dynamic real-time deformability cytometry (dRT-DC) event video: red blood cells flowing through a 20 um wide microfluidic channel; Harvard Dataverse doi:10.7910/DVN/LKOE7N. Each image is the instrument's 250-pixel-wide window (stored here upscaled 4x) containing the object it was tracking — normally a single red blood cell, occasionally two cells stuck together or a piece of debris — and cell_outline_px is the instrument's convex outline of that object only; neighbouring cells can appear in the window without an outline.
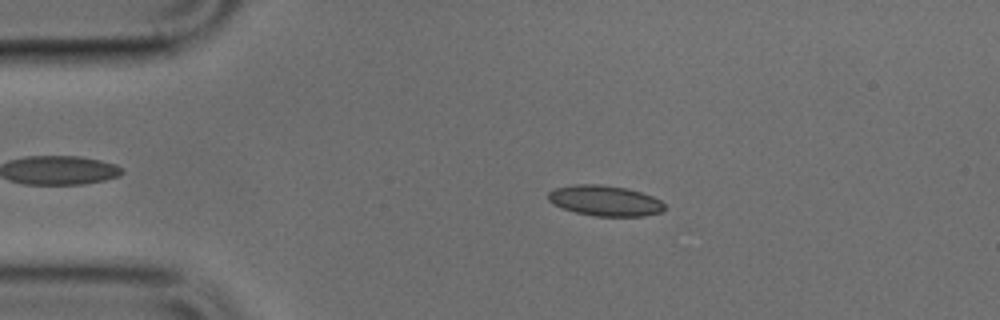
{"species": "common noctule bat (a hibernating species)", "species_latin": "Nyctalus noctula", "temperature_condition": "cold", "stored_images_in_passage": 49, "camera_frame_rate_fps": 3000, "um_per_image_px": 0.085, "animal": {"sex": "male", "body_mass_g": 17.9, "forearm_length_mm": 54.2}, "frame": {"image": 1, "passage_image": 9, "time_ms": 2.667, "image_size_px": [1000, 320], "cell_outline_px": [[664, 208], [660, 212], [644, 216], [596, 216], [576, 212], [564, 208], [548, 200], [548, 192], [556, 188], [572, 184], [600, 184], [628, 188], [652, 196], [660, 200], [664, 204]], "centroid_in_image_um": [51.43, 17.04], "position_along_channel_um": 33.6, "area_um2": 20.52}}
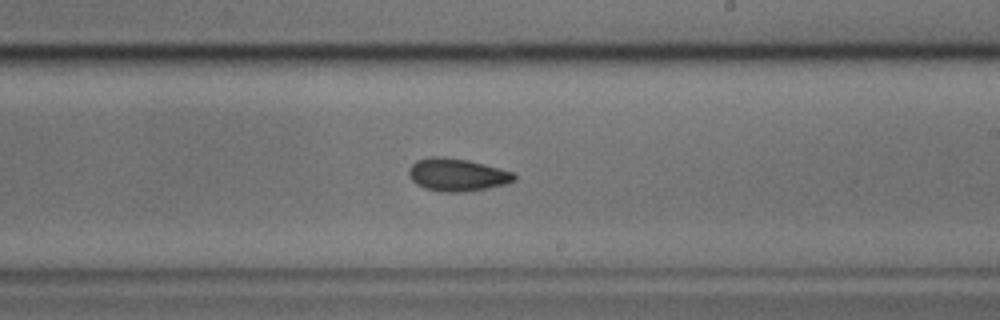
{"frame": {"image": 2, "passage_image": 28, "time_ms": 9.0, "image_size_px": [1000, 320], "cell_outline_px": [[516, 180], [504, 184], [484, 188], [460, 192], [448, 192], [424, 188], [416, 184], [412, 180], [408, 172], [408, 168], [416, 160], [428, 156], [444, 156], [468, 160], [500, 168], [512, 172], [516, 176]], "centroid_in_image_um": [38.81, 14.83], "position_along_channel_um": 250.2, "area_um2": 20.0}}
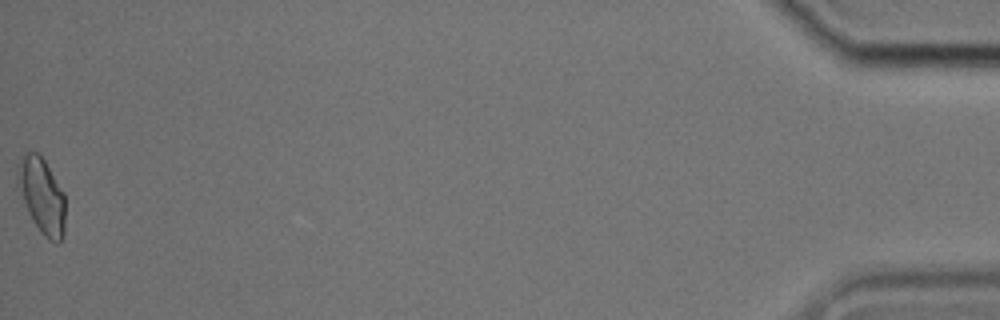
{"frame": {"image": 3, "passage_image": 49, "time_ms": 16.0, "image_size_px": [1000, 320], "cell_outline_px": [[64, 236], [56, 244], [48, 240], [40, 232], [32, 220], [28, 212], [16, 184], [16, 164], [20, 156], [24, 152], [36, 152], [44, 160], [64, 192]], "centroid_in_image_um": [3.52, 16.62], "position_along_channel_um": 431.7, "area_um2": 21.27}}